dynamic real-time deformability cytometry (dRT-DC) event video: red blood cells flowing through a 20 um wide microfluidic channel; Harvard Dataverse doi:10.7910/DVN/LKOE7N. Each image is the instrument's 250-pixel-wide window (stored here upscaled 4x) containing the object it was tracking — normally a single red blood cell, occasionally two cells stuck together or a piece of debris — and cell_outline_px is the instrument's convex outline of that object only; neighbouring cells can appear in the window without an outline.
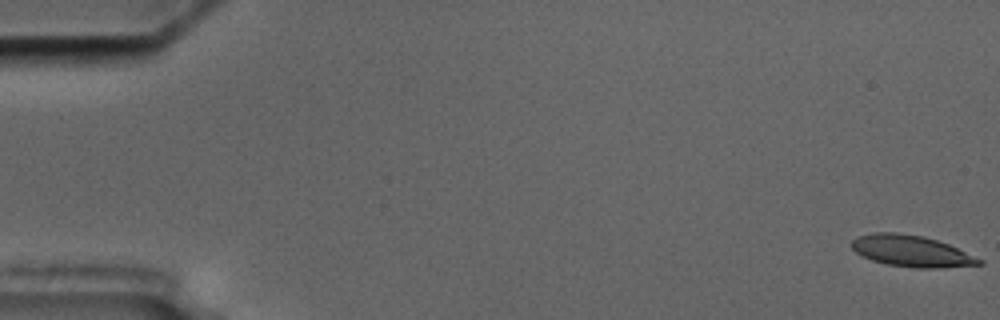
{"species": "common noctule bat (a hibernating species)", "species_latin": "Nyctalus noctula", "temperature_condition": "cold", "stored_images_in_passage": 57, "camera_frame_rate_fps": 3000, "um_per_image_px": 0.085, "animal": {"sex": "male", "body_mass_g": 17.5, "forearm_length_mm": 52.3}, "frame": {"image": 1, "passage_image": 1, "time_ms": 0.0, "image_size_px": [1000, 320], "cell_outline_px": [[984, 264], [940, 268], [912, 268], [888, 264], [872, 260], [860, 256], [852, 248], [852, 240], [856, 236], [872, 232], [896, 232], [924, 236], [948, 244], [984, 260]], "centroid_in_image_um": [77.45, 21.34], "position_along_channel_um": 7.5, "area_um2": 23.47}}
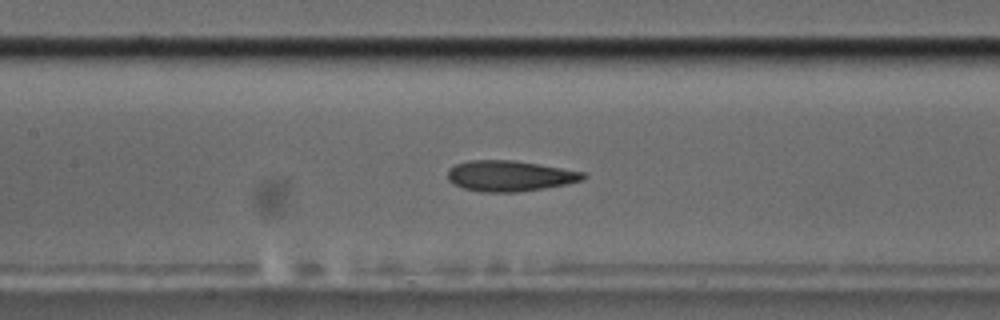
{"frame": {"image": 2, "passage_image": 27, "time_ms": 8.667, "image_size_px": [1000, 320], "cell_outline_px": [[588, 176], [584, 180], [568, 184], [544, 188], [516, 192], [480, 192], [464, 188], [452, 184], [448, 180], [448, 168], [456, 164], [472, 160], [512, 160], [584, 172]], "centroid_in_image_um": [43.32, 14.96], "position_along_channel_um": 164.1, "area_um2": 24.22}}
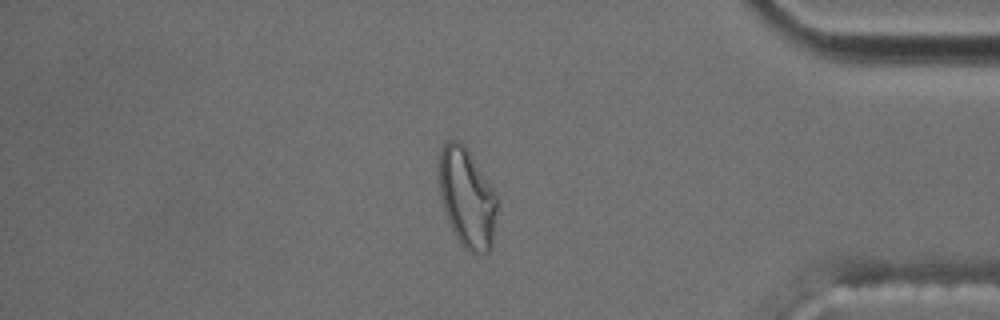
{"frame": {"image": 3, "passage_image": 49, "time_ms": 16.0, "image_size_px": [1000, 320], "cell_outline_px": [[496, 212], [492, 248], [488, 252], [472, 252], [464, 248], [456, 236], [448, 220], [440, 196], [440, 148], [444, 140], [460, 140], [468, 148], [496, 192]], "centroid_in_image_um": [39.7, 16.76], "position_along_channel_um": 395.5, "area_um2": 33.58}, "authors_computed_cell_mechanics": {"area_um2": 24.2182, "velocity_mm_per_s": 3.5388, "shape_relaxation_time_tau1_ms": 8.1403, "shape_relaxation_time_tau2_ms": 2.8306, "deformation_change_tau1": 0.2531, "deformation_change_tau2": 0.099}}